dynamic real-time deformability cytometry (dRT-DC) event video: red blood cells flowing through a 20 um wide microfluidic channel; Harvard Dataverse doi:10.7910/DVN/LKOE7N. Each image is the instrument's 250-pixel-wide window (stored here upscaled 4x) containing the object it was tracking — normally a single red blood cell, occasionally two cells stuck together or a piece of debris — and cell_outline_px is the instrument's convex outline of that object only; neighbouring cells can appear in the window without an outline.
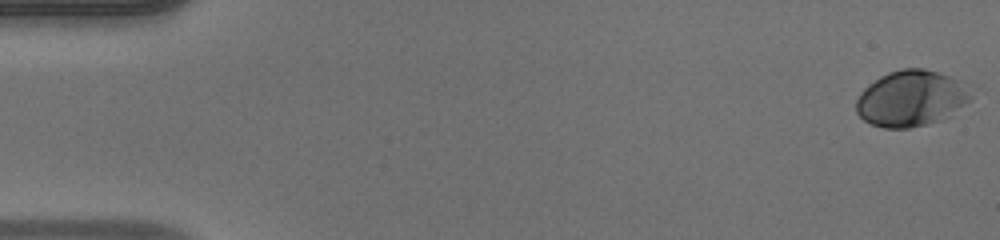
{"species": "human", "species_latin": "Homo sapiens", "temperature_condition": "warm", "stored_images_in_passage": 50, "camera_frame_rate_fps": 3000, "um_per_image_px": 0.085, "donor": {"sex": "male"}, "frame": {"image": 1, "passage_image": 1, "time_ms": 0.0, "image_size_px": [1000, 240], "cell_outline_px": [[972, 100], [952, 116], [928, 124], [908, 128], [884, 128], [872, 124], [864, 120], [856, 112], [856, 100], [860, 92], [868, 84], [880, 76], [888, 72], [900, 68], [924, 68], [948, 76], [956, 80], [972, 96]], "centroid_in_image_um": [77.41, 8.38], "position_along_channel_um": 7.6, "area_um2": 37.4}}
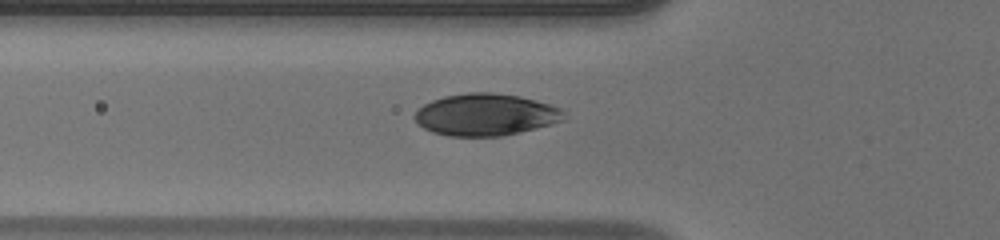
{"frame": {"image": 2, "passage_image": 18, "time_ms": 5.667, "image_size_px": [1000, 240], "cell_outline_px": [[564, 120], [552, 124], [504, 136], [448, 136], [432, 132], [424, 128], [412, 116], [416, 108], [432, 100], [444, 96], [468, 92], [492, 92], [520, 96], [536, 100], [560, 108], [564, 112]], "centroid_in_image_um": [41.25, 9.74], "position_along_channel_um": 84.5, "area_um2": 36.7}}
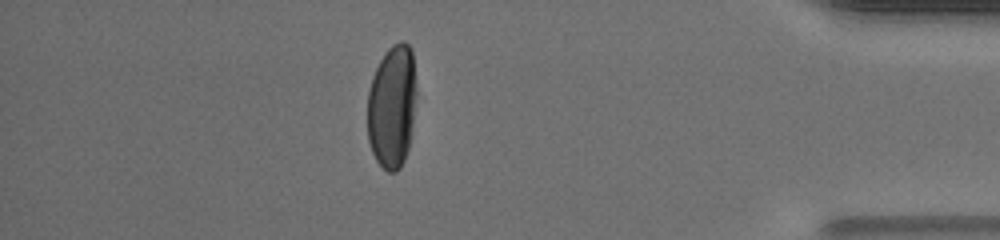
{"frame": {"image": 3, "passage_image": 44, "time_ms": 14.333, "image_size_px": [1000, 240], "cell_outline_px": [[416, 96], [408, 148], [404, 160], [400, 168], [396, 172], [388, 172], [376, 160], [372, 152], [368, 140], [368, 92], [372, 76], [384, 52], [392, 44], [400, 40], [404, 40], [412, 48], [416, 88]], "centroid_in_image_um": [33.32, 9.01], "position_along_channel_um": 401.9, "area_um2": 35.37}, "authors_computed_cell_mechanics": {"area_um2": 36.5585, "velocity_mm_per_s": 4.1232, "shape_relaxation_time_tau1_ms": 2.9295, "shape_relaxation_time_tau2_ms": null, "deformation_change_tau1": 0.1647, "deformation_change_tau2": null}}